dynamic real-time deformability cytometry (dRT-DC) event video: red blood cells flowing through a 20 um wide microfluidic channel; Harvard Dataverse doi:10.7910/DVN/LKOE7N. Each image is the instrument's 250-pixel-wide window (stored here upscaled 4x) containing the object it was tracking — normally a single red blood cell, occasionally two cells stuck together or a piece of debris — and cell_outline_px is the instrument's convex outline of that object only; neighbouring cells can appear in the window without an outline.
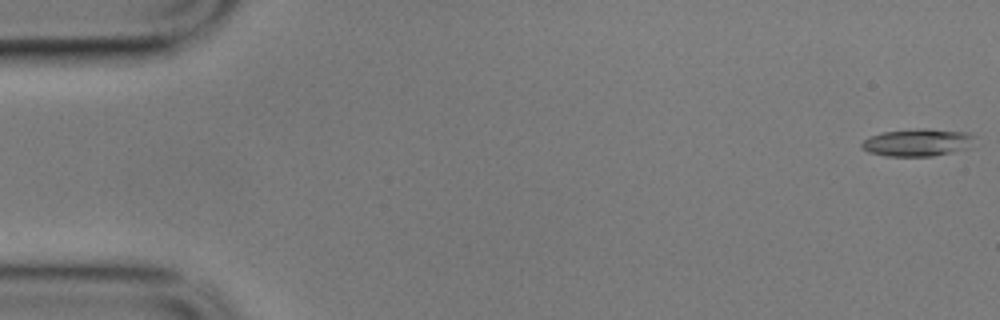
{"species": "common noctule bat (a hibernating species)", "species_latin": "Nyctalus noctula", "temperature_condition": "cold", "stored_images_in_passage": 9, "camera_frame_rate_fps": 3000, "um_per_image_px": 0.085, "animal": {"sex": "male", "body_mass_g": 17.9}, "frame": {"image": 1, "passage_image": 1, "time_ms": 0.0, "image_size_px": [1000, 320], "cell_outline_px": [[976, 136], [964, 148], [932, 156], [884, 156], [868, 152], [860, 148], [860, 144], [864, 140], [872, 136], [884, 132], [924, 128], [968, 132]], "centroid_in_image_um": [77.91, 12.11], "position_along_channel_um": 7.1, "area_um2": 17.69}}
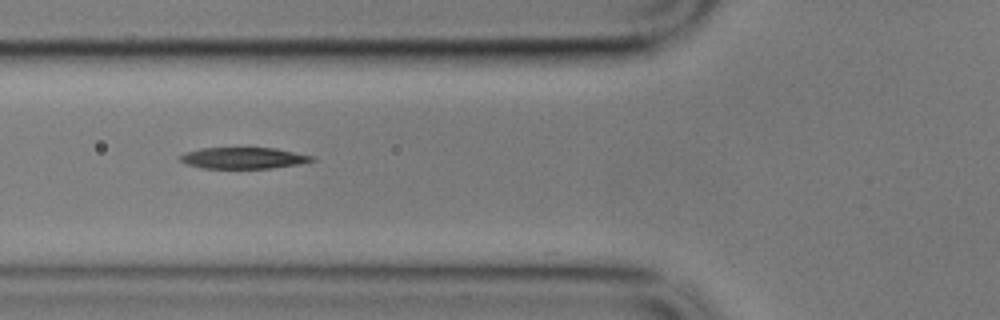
{"frame": {"image": 2, "passage_image": 7, "time_ms": 2.0, "image_size_px": [1000, 320], "cell_outline_px": [[316, 160], [296, 164], [272, 168], [200, 168], [184, 164], [180, 160], [180, 156], [184, 152], [200, 148], [276, 148], [316, 156]], "centroid_in_image_um": [20.68, 13.43], "position_along_channel_um": 105.1, "area_um2": 16.47}}
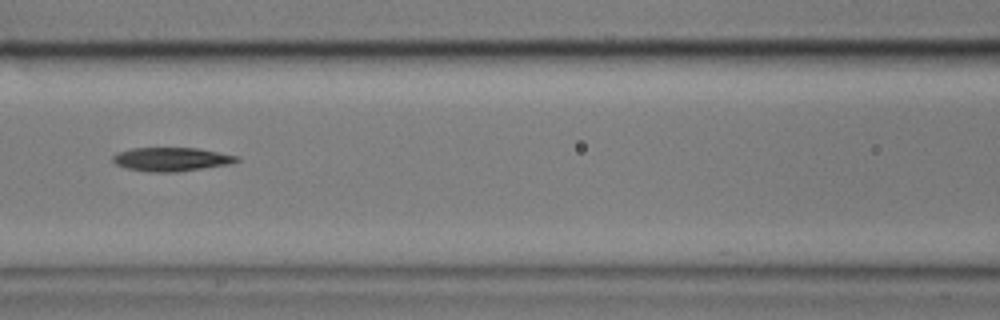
{"frame": {"image": 3, "passage_image": 8, "time_ms": 2.333, "image_size_px": [1000, 320], "cell_outline_px": [[240, 160], [232, 164], [176, 172], [148, 172], [128, 168], [116, 164], [112, 160], [112, 156], [120, 152], [132, 148], [196, 148], [240, 156]], "centroid_in_image_um": [14.61, 13.54], "position_along_channel_um": 152.0, "area_um2": 17.11}}